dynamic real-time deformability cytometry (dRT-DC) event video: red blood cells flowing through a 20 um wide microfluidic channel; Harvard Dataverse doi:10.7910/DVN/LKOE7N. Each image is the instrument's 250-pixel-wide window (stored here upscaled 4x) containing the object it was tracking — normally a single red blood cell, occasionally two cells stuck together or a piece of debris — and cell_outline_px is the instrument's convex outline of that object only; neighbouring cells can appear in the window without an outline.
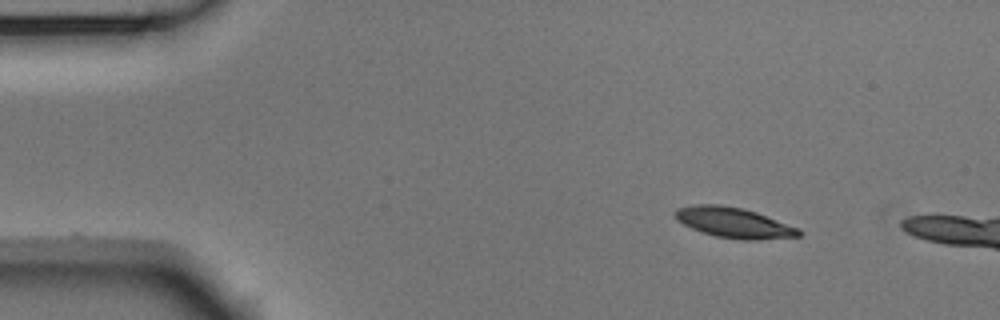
{"species": "Egyptian fruit bat (a non-hibernating species)", "species_latin": "Rousettus aegyptiacus", "temperature_condition": "room temperature", "stored_images_in_passage": 6, "camera_frame_rate_fps": 3000, "um_per_image_px": 0.085, "animal": {"sex": "male"}, "frame": {"image": 1, "passage_image": 1, "time_ms": 0.0, "image_size_px": [1000, 320], "cell_outline_px": [[804, 232], [800, 236], [756, 240], [740, 240], [716, 236], [700, 232], [676, 220], [672, 212], [676, 208], [696, 204], [720, 204], [744, 208], [756, 212], [800, 228]], "centroid_in_image_um": [62.37, 18.92], "position_along_channel_um": 22.6, "area_um2": 22.2}}